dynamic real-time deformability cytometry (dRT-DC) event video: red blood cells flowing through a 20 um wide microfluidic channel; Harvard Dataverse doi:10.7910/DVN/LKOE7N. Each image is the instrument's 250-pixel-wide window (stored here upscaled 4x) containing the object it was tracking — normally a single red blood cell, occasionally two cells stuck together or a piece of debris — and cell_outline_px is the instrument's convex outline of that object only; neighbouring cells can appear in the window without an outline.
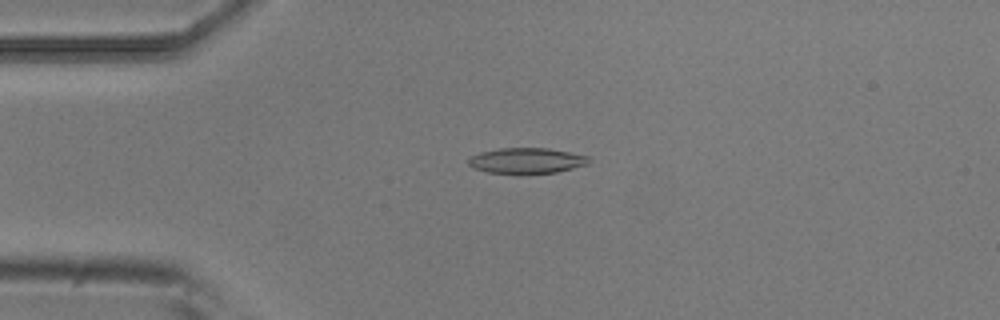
{"species": "common noctule bat (a hibernating species)", "species_latin": "Nyctalus noctula", "temperature_condition": "room temperature", "stored_images_in_passage": 8, "camera_frame_rate_fps": 3000, "um_per_image_px": 0.085, "animal": {"sex": "male", "body_mass_g": 20.5, "forearm_length_mm": 52.5}, "frame": {"image": 1, "passage_image": 4, "time_ms": 1.0, "image_size_px": [1000, 320], "cell_outline_px": [[588, 164], [556, 172], [520, 176], [488, 172], [472, 168], [468, 164], [468, 160], [472, 156], [480, 152], [500, 148], [548, 148], [588, 156]], "centroid_in_image_um": [44.71, 13.69], "position_along_channel_um": 40.3, "area_um2": 18.38}}
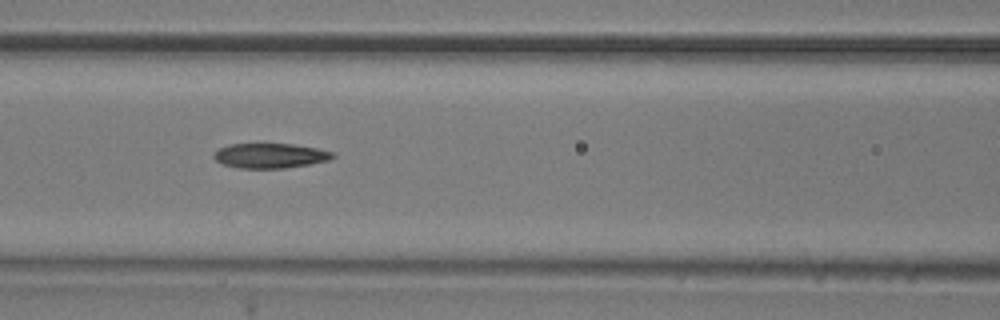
{"frame": {"image": 2, "passage_image": 7, "time_ms": 2.0, "image_size_px": [1000, 320], "cell_outline_px": [[336, 156], [328, 160], [308, 164], [284, 168], [236, 168], [224, 164], [216, 160], [212, 156], [220, 148], [228, 144], [292, 144], [316, 148], [332, 152]], "centroid_in_image_um": [22.94, 13.23], "position_along_channel_um": 143.7, "area_um2": 16.99}}
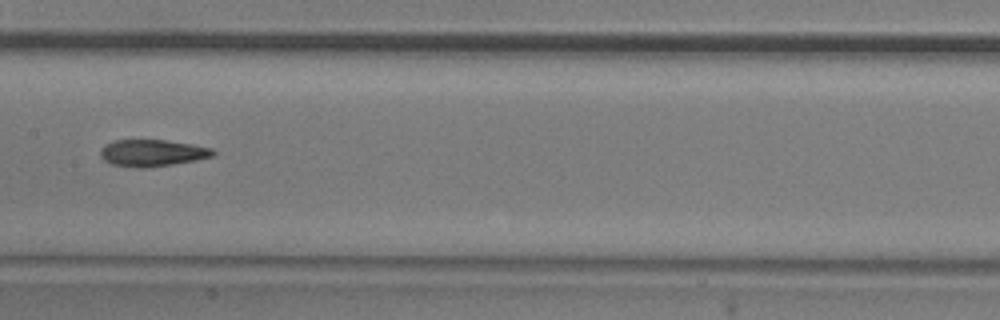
{"frame": {"image": 3, "passage_image": 8, "time_ms": 2.333, "image_size_px": [1000, 320], "cell_outline_px": [[216, 152], [212, 156], [196, 160], [172, 164], [144, 168], [136, 168], [112, 164], [104, 160], [100, 156], [100, 152], [104, 144], [112, 140], [164, 140], [192, 144], [212, 148]], "centroid_in_image_um": [12.92, 13.0], "position_along_channel_um": 194.5, "area_um2": 17.57}}